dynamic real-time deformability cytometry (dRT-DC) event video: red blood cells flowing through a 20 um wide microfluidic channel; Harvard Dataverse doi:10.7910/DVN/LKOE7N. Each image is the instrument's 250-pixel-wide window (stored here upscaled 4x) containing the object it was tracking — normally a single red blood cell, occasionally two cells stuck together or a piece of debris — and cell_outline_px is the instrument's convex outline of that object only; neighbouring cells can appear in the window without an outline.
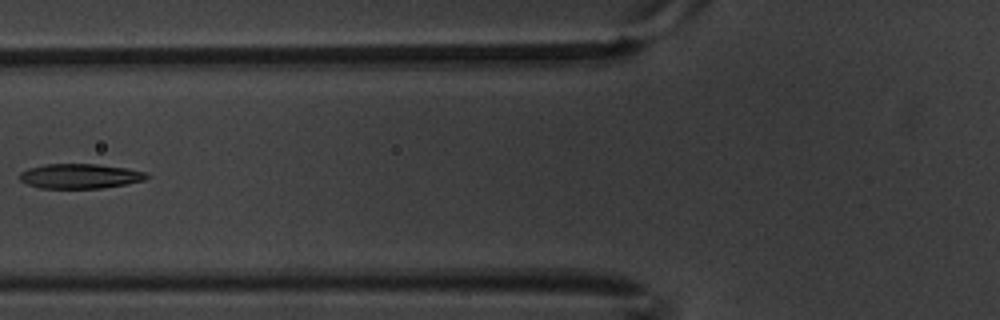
{"species": "common noctule bat (a hibernating species)", "species_latin": "Nyctalus noctula", "temperature_condition": "warm", "stored_images_in_passage": 8, "camera_frame_rate_fps": 3000, "um_per_image_px": 0.085, "animal": {"sex": "male", "body_mass_g": 20.1, "forearm_length_mm": 53.5}, "frame": {"image": 1, "passage_image": 6, "time_ms": 1.667, "image_size_px": [1000, 320], "cell_outline_px": [[152, 176], [144, 180], [128, 184], [104, 188], [40, 188], [28, 184], [20, 180], [20, 172], [28, 168], [44, 164], [96, 164], [128, 168], [144, 172]], "centroid_in_image_um": [6.83, 14.97], "position_along_channel_um": 119.0, "area_um2": 18.44}}
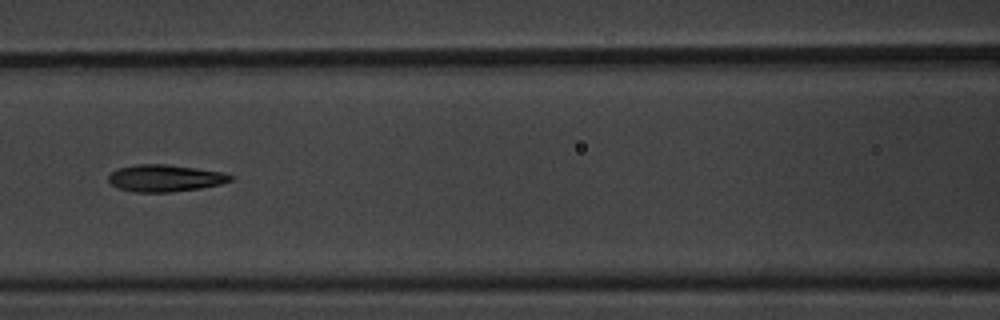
{"frame": {"image": 2, "passage_image": 7, "time_ms": 2.0, "image_size_px": [1000, 320], "cell_outline_px": [[236, 176], [232, 180], [220, 184], [200, 188], [172, 192], [136, 192], [120, 188], [112, 184], [108, 180], [108, 176], [112, 172], [120, 168], [136, 164], [168, 164], [224, 172]], "centroid_in_image_um": [14.08, 15.13], "position_along_channel_um": 152.5, "area_um2": 19.13}}
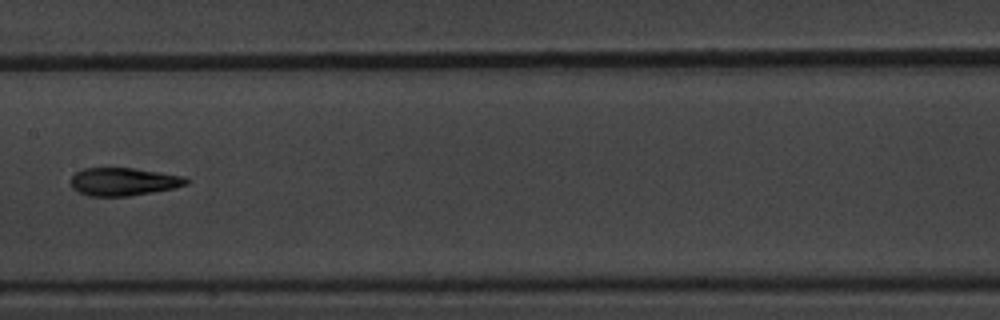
{"frame": {"image": 3, "passage_image": 8, "time_ms": 2.333, "image_size_px": [1000, 320], "cell_outline_px": [[192, 180], [188, 184], [176, 188], [128, 196], [88, 196], [72, 188], [72, 176], [76, 172], [84, 168], [132, 168], [184, 176]], "centroid_in_image_um": [10.55, 15.44], "position_along_channel_um": 196.9, "area_um2": 18.79}}